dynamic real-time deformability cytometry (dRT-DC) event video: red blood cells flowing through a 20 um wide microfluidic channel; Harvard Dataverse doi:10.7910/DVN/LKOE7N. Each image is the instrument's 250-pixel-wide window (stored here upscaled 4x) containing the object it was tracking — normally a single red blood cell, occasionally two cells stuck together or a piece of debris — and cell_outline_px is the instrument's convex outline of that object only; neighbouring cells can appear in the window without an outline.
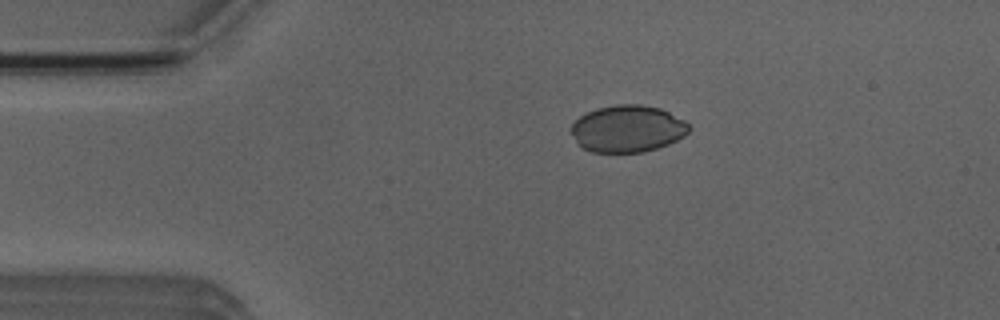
{"species": "Egyptian fruit bat (a non-hibernating species)", "species_latin": "Rousettus aegyptiacus", "temperature_condition": "room temperature", "stored_images_in_passage": 29, "camera_frame_rate_fps": 3000, "um_per_image_px": 0.085, "animal": {"sex": "male"}, "frame": {"image": 1, "passage_image": 1, "time_ms": 0.0, "image_size_px": [1000, 320], "cell_outline_px": [[692, 128], [684, 136], [668, 144], [644, 152], [592, 152], [580, 148], [576, 144], [572, 132], [572, 124], [580, 116], [596, 108], [616, 104], [640, 104], [660, 108], [684, 120]], "centroid_in_image_um": [53.33, 10.94], "position_along_channel_um": 31.7, "area_um2": 32.31}}
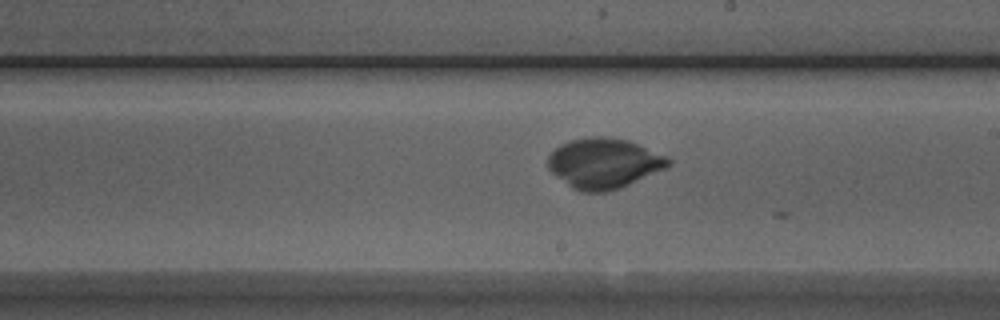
{"frame": {"image": 2, "passage_image": 20, "time_ms": 6.333, "image_size_px": [1000, 320], "cell_outline_px": [[672, 164], [664, 168], [620, 188], [604, 192], [580, 192], [572, 188], [552, 172], [548, 168], [548, 156], [560, 144], [572, 140], [592, 136], [608, 136], [628, 140], [668, 156], [672, 160]], "centroid_in_image_um": [51.34, 13.87], "position_along_channel_um": 237.7, "area_um2": 35.08}}
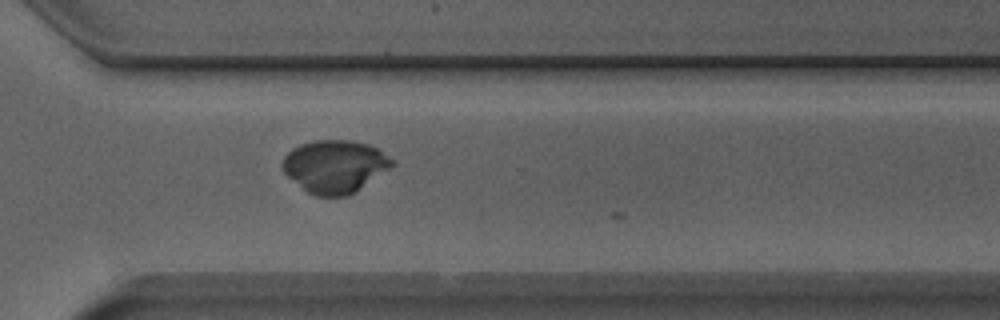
{"frame": {"image": 3, "passage_image": 28, "time_ms": 9.0, "image_size_px": [1000, 320], "cell_outline_px": [[396, 164], [392, 168], [348, 196], [316, 196], [308, 192], [288, 176], [284, 172], [280, 164], [284, 156], [292, 148], [300, 144], [312, 140], [352, 140], [368, 144], [376, 148], [392, 160]], "centroid_in_image_um": [28.45, 14.13], "position_along_channel_um": 342.1, "area_um2": 33.7}}